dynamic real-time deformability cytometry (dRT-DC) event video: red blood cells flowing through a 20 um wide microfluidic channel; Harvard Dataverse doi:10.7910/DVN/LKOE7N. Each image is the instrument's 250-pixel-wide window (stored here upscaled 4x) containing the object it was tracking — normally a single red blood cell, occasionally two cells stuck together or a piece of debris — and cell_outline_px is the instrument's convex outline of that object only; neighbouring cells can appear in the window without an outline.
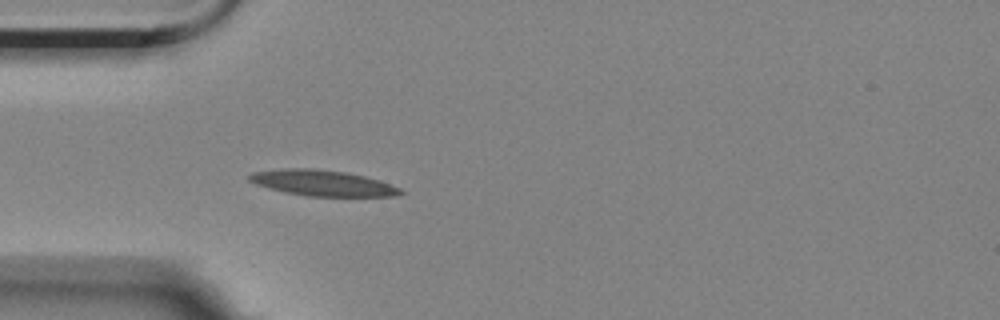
{"species": "Egyptian fruit bat (a non-hibernating species)", "species_latin": "Rousettus aegyptiacus", "temperature_condition": "room temperature", "stored_images_in_passage": 2, "camera_frame_rate_fps": 3000, "um_per_image_px": 0.085, "animal": {"sex": "female"}, "frame": {"image": 1, "passage_image": 2, "time_ms": 1.0, "image_size_px": [1000, 320], "cell_outline_px": [[404, 192], [392, 196], [308, 196], [284, 192], [256, 184], [248, 180], [248, 176], [252, 172], [284, 168], [312, 168], [344, 172], [364, 176], [400, 188]], "centroid_in_image_um": [27.35, 15.55], "position_along_channel_um": 57.6, "area_um2": 22.37}}